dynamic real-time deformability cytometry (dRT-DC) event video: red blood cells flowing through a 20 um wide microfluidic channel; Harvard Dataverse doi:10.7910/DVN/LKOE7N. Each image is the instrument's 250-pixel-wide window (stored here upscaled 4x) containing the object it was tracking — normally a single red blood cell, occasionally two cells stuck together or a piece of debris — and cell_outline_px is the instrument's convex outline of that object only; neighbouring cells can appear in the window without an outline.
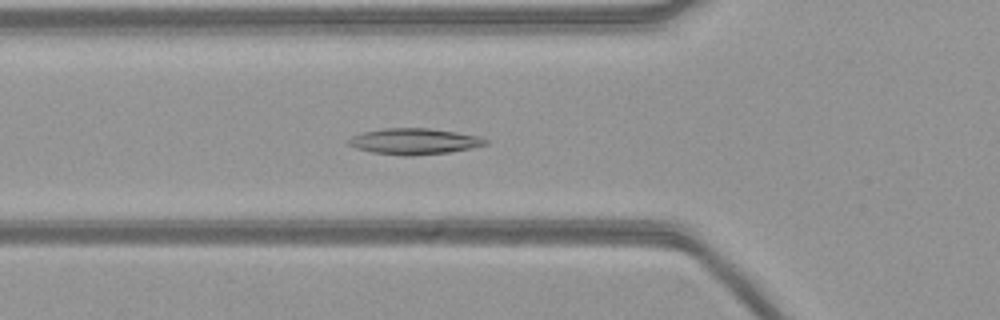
{"species": "common noctule bat (a hibernating species)", "species_latin": "Nyctalus noctula", "temperature_condition": "warm", "stored_images_in_passage": 53, "camera_frame_rate_fps": 3000, "um_per_image_px": 0.085, "animal": {"sex": "female", "body_mass_g": 21.9}, "frame": {"image": 1, "passage_image": 18, "time_ms": 5.667, "image_size_px": [1000, 320], "cell_outline_px": [[488, 144], [448, 152], [412, 156], [404, 156], [372, 152], [356, 148], [348, 144], [348, 140], [352, 136], [364, 132], [384, 128], [428, 128], [456, 132], [480, 136], [488, 140]], "centroid_in_image_um": [35.21, 12.01], "position_along_channel_um": 90.6, "area_um2": 20.63}}
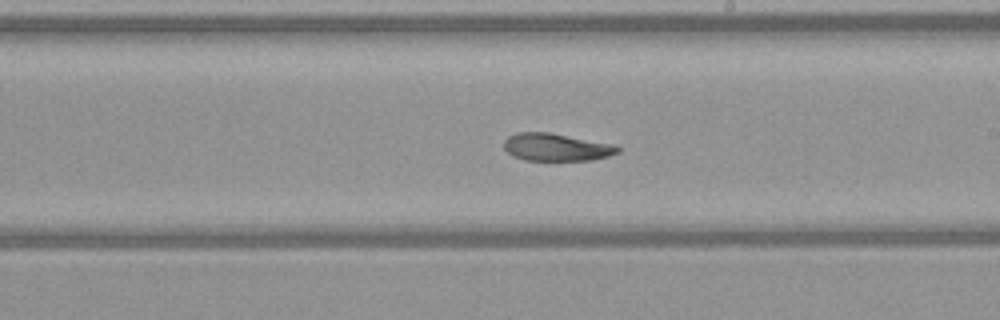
{"frame": {"image": 2, "passage_image": 30, "time_ms": 9.667, "image_size_px": [1000, 320], "cell_outline_px": [[620, 152], [608, 156], [592, 160], [524, 160], [512, 156], [504, 148], [504, 140], [508, 136], [516, 132], [548, 132], [616, 144], [620, 148]], "centroid_in_image_um": [47.3, 12.5], "position_along_channel_um": 241.7, "area_um2": 18.44}}
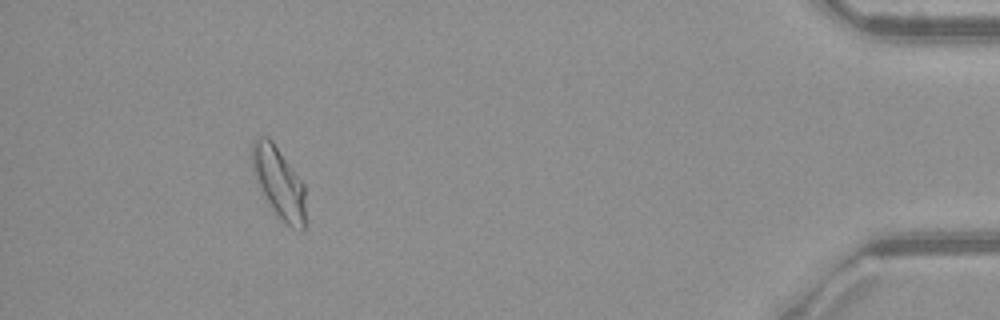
{"frame": {"image": 3, "passage_image": 49, "time_ms": 16.0, "image_size_px": [1000, 320], "cell_outline_px": [[304, 232], [300, 232], [292, 228], [264, 200], [256, 180], [252, 164], [252, 140], [256, 136], [268, 136], [272, 140], [304, 184]], "centroid_in_image_um": [23.68, 15.49], "position_along_channel_um": 411.5, "area_um2": 22.02}}